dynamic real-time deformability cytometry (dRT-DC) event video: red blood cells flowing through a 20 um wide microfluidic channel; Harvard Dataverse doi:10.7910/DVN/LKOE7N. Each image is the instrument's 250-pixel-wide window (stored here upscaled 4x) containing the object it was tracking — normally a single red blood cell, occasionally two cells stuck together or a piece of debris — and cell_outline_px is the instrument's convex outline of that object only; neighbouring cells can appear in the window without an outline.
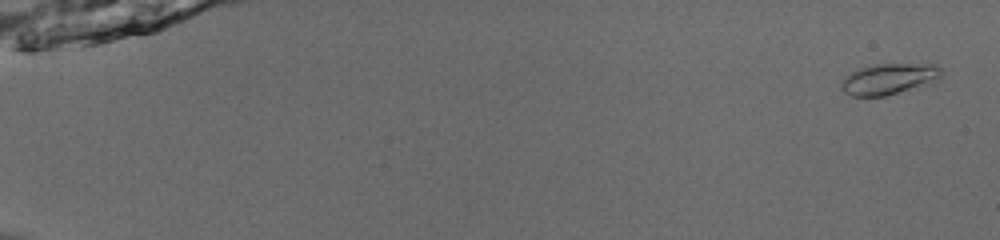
{"species": "common noctule bat (a hibernating species)", "species_latin": "Nyctalus noctula", "temperature_condition": "room temperature", "stored_images_in_passage": 54, "camera_frame_rate_fps": 3000, "um_per_image_px": 0.085, "animal": {"sex": "male", "body_mass_g": 13.0, "forearm_length_mm": 53.1}, "frame": {"image": 1, "passage_image": 3, "time_ms": 0.667, "image_size_px": [1000, 240], "cell_outline_px": [[944, 72], [940, 80], [884, 96], [852, 96], [844, 92], [844, 80], [852, 72], [876, 64], [936, 64]], "centroid_in_image_um": [75.67, 6.7], "position_along_channel_um": 9.3, "area_um2": 17.57}}
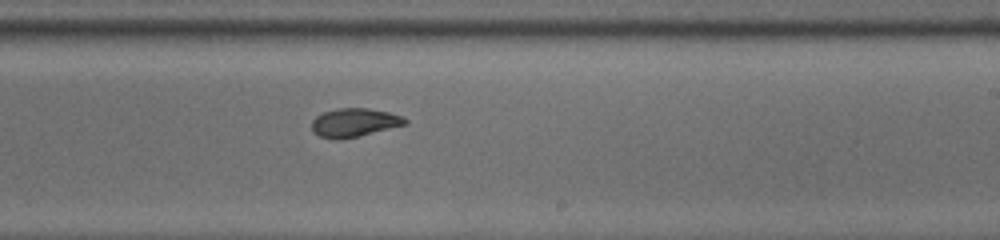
{"frame": {"image": 2, "passage_image": 36, "time_ms": 11.667, "image_size_px": [1000, 240], "cell_outline_px": [[408, 124], [356, 136], [336, 140], [320, 136], [312, 132], [312, 120], [316, 116], [324, 112], [336, 108], [368, 108], [388, 112], [400, 116], [408, 120]], "centroid_in_image_um": [30.09, 10.41], "position_along_channel_um": 258.9, "area_um2": 15.37}}
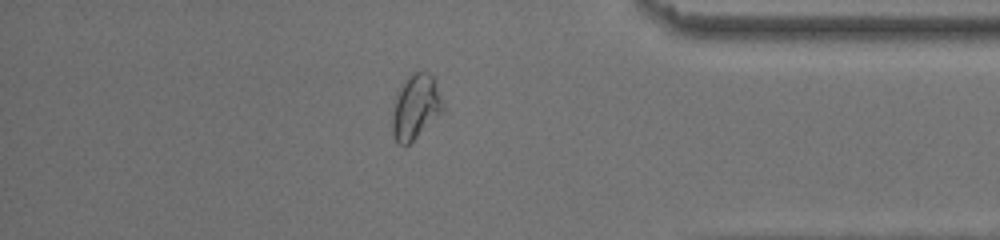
{"frame": {"image": 3, "passage_image": 48, "time_ms": 15.667, "image_size_px": [1000, 240], "cell_outline_px": [[444, 108], [404, 148], [396, 140], [392, 132], [392, 116], [396, 100], [404, 80], [412, 72], [428, 72], [432, 76]], "centroid_in_image_um": [35.29, 9.08], "position_along_channel_um": 399.9, "area_um2": 18.09}, "authors_computed_cell_mechanics": {"area_um2": 16.1551, "velocity_mm_per_s": 3.9312, "shape_relaxation_time_tau1_ms": 3.7765, "shape_relaxation_time_tau2_ms": 2.8006, "deformation_change_tau1": 0.1442, "deformation_change_tau2": 0.0814}}